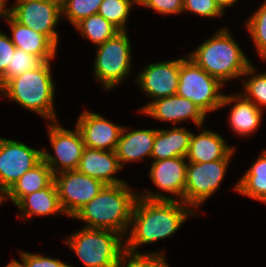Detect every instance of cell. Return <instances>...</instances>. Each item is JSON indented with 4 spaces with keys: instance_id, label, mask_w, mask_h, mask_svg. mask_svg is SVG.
Wrapping results in <instances>:
<instances>
[{
    "instance_id": "1",
    "label": "cell",
    "mask_w": 266,
    "mask_h": 267,
    "mask_svg": "<svg viewBox=\"0 0 266 267\" xmlns=\"http://www.w3.org/2000/svg\"><path fill=\"white\" fill-rule=\"evenodd\" d=\"M196 214L187 204L164 194L138 195L131 214L129 236L125 250L137 252L142 244H149L173 235L189 216Z\"/></svg>"
},
{
    "instance_id": "2",
    "label": "cell",
    "mask_w": 266,
    "mask_h": 267,
    "mask_svg": "<svg viewBox=\"0 0 266 267\" xmlns=\"http://www.w3.org/2000/svg\"><path fill=\"white\" fill-rule=\"evenodd\" d=\"M127 183L104 188L72 217L84 221L87 228L108 229L126 237L131 214L138 197Z\"/></svg>"
},
{
    "instance_id": "3",
    "label": "cell",
    "mask_w": 266,
    "mask_h": 267,
    "mask_svg": "<svg viewBox=\"0 0 266 267\" xmlns=\"http://www.w3.org/2000/svg\"><path fill=\"white\" fill-rule=\"evenodd\" d=\"M50 62H42L37 68L9 79L0 88V92L23 108L52 122L57 120L53 105L55 88Z\"/></svg>"
},
{
    "instance_id": "4",
    "label": "cell",
    "mask_w": 266,
    "mask_h": 267,
    "mask_svg": "<svg viewBox=\"0 0 266 267\" xmlns=\"http://www.w3.org/2000/svg\"><path fill=\"white\" fill-rule=\"evenodd\" d=\"M223 29V30H222ZM200 44L188 56L223 85L230 78H240L251 65L229 31L222 28Z\"/></svg>"
},
{
    "instance_id": "5",
    "label": "cell",
    "mask_w": 266,
    "mask_h": 267,
    "mask_svg": "<svg viewBox=\"0 0 266 267\" xmlns=\"http://www.w3.org/2000/svg\"><path fill=\"white\" fill-rule=\"evenodd\" d=\"M121 238L124 237L112 230L83 227L68 236L66 244L85 267H117L125 250Z\"/></svg>"
},
{
    "instance_id": "6",
    "label": "cell",
    "mask_w": 266,
    "mask_h": 267,
    "mask_svg": "<svg viewBox=\"0 0 266 267\" xmlns=\"http://www.w3.org/2000/svg\"><path fill=\"white\" fill-rule=\"evenodd\" d=\"M224 85L209 75L188 55L181 58L177 95L191 100L205 115L221 108Z\"/></svg>"
},
{
    "instance_id": "7",
    "label": "cell",
    "mask_w": 266,
    "mask_h": 267,
    "mask_svg": "<svg viewBox=\"0 0 266 267\" xmlns=\"http://www.w3.org/2000/svg\"><path fill=\"white\" fill-rule=\"evenodd\" d=\"M94 75L105 90H110L130 74L131 43L126 31L97 46Z\"/></svg>"
},
{
    "instance_id": "8",
    "label": "cell",
    "mask_w": 266,
    "mask_h": 267,
    "mask_svg": "<svg viewBox=\"0 0 266 267\" xmlns=\"http://www.w3.org/2000/svg\"><path fill=\"white\" fill-rule=\"evenodd\" d=\"M234 150L222 160L205 163H187L183 202L198 207L218 190Z\"/></svg>"
},
{
    "instance_id": "9",
    "label": "cell",
    "mask_w": 266,
    "mask_h": 267,
    "mask_svg": "<svg viewBox=\"0 0 266 267\" xmlns=\"http://www.w3.org/2000/svg\"><path fill=\"white\" fill-rule=\"evenodd\" d=\"M9 14L20 24L45 35L56 47L58 33L54 30L62 16L61 5L51 0H16Z\"/></svg>"
},
{
    "instance_id": "10",
    "label": "cell",
    "mask_w": 266,
    "mask_h": 267,
    "mask_svg": "<svg viewBox=\"0 0 266 267\" xmlns=\"http://www.w3.org/2000/svg\"><path fill=\"white\" fill-rule=\"evenodd\" d=\"M48 125L49 141L53 147L54 157L43 150V161L50 167L52 173L76 170L81 160L85 144L79 129L75 132L62 128L57 121Z\"/></svg>"
},
{
    "instance_id": "11",
    "label": "cell",
    "mask_w": 266,
    "mask_h": 267,
    "mask_svg": "<svg viewBox=\"0 0 266 267\" xmlns=\"http://www.w3.org/2000/svg\"><path fill=\"white\" fill-rule=\"evenodd\" d=\"M42 160V150L0 137V193L4 195L25 172Z\"/></svg>"
},
{
    "instance_id": "12",
    "label": "cell",
    "mask_w": 266,
    "mask_h": 267,
    "mask_svg": "<svg viewBox=\"0 0 266 267\" xmlns=\"http://www.w3.org/2000/svg\"><path fill=\"white\" fill-rule=\"evenodd\" d=\"M59 201L65 215L73 217L77 211L91 201L105 186L95 178L77 170L54 175Z\"/></svg>"
},
{
    "instance_id": "13",
    "label": "cell",
    "mask_w": 266,
    "mask_h": 267,
    "mask_svg": "<svg viewBox=\"0 0 266 267\" xmlns=\"http://www.w3.org/2000/svg\"><path fill=\"white\" fill-rule=\"evenodd\" d=\"M181 58L149 64L136 78L139 87L154 101L177 94Z\"/></svg>"
},
{
    "instance_id": "14",
    "label": "cell",
    "mask_w": 266,
    "mask_h": 267,
    "mask_svg": "<svg viewBox=\"0 0 266 267\" xmlns=\"http://www.w3.org/2000/svg\"><path fill=\"white\" fill-rule=\"evenodd\" d=\"M76 127L82 135L85 147L104 151H115L123 129L100 114L87 110L79 116Z\"/></svg>"
},
{
    "instance_id": "15",
    "label": "cell",
    "mask_w": 266,
    "mask_h": 267,
    "mask_svg": "<svg viewBox=\"0 0 266 267\" xmlns=\"http://www.w3.org/2000/svg\"><path fill=\"white\" fill-rule=\"evenodd\" d=\"M139 111L161 121H171L173 124L191 119L199 127L206 116L191 100L177 94L151 101Z\"/></svg>"
},
{
    "instance_id": "16",
    "label": "cell",
    "mask_w": 266,
    "mask_h": 267,
    "mask_svg": "<svg viewBox=\"0 0 266 267\" xmlns=\"http://www.w3.org/2000/svg\"><path fill=\"white\" fill-rule=\"evenodd\" d=\"M115 151L84 148L77 171L102 181L105 185L125 183L124 180L113 177L121 170Z\"/></svg>"
},
{
    "instance_id": "17",
    "label": "cell",
    "mask_w": 266,
    "mask_h": 267,
    "mask_svg": "<svg viewBox=\"0 0 266 267\" xmlns=\"http://www.w3.org/2000/svg\"><path fill=\"white\" fill-rule=\"evenodd\" d=\"M186 157H174L164 160L153 161L150 167V178L162 192L171 193L180 197L183 196L186 183Z\"/></svg>"
},
{
    "instance_id": "18",
    "label": "cell",
    "mask_w": 266,
    "mask_h": 267,
    "mask_svg": "<svg viewBox=\"0 0 266 267\" xmlns=\"http://www.w3.org/2000/svg\"><path fill=\"white\" fill-rule=\"evenodd\" d=\"M5 19L11 27L12 43L18 49L36 55L43 62L51 61L55 58L57 47L43 34L33 31L17 22L9 13Z\"/></svg>"
},
{
    "instance_id": "19",
    "label": "cell",
    "mask_w": 266,
    "mask_h": 267,
    "mask_svg": "<svg viewBox=\"0 0 266 267\" xmlns=\"http://www.w3.org/2000/svg\"><path fill=\"white\" fill-rule=\"evenodd\" d=\"M128 130L123 127L115 149L121 168L123 162L139 161L144 156L151 157L158 129Z\"/></svg>"
},
{
    "instance_id": "20",
    "label": "cell",
    "mask_w": 266,
    "mask_h": 267,
    "mask_svg": "<svg viewBox=\"0 0 266 267\" xmlns=\"http://www.w3.org/2000/svg\"><path fill=\"white\" fill-rule=\"evenodd\" d=\"M234 101L235 104L229 115L230 127L241 136L254 133L261 124L262 109L240 93L224 95L221 107L234 103Z\"/></svg>"
},
{
    "instance_id": "21",
    "label": "cell",
    "mask_w": 266,
    "mask_h": 267,
    "mask_svg": "<svg viewBox=\"0 0 266 267\" xmlns=\"http://www.w3.org/2000/svg\"><path fill=\"white\" fill-rule=\"evenodd\" d=\"M225 142L219 134L207 129L198 135L192 134L186 160L205 163L225 159L234 150Z\"/></svg>"
},
{
    "instance_id": "22",
    "label": "cell",
    "mask_w": 266,
    "mask_h": 267,
    "mask_svg": "<svg viewBox=\"0 0 266 267\" xmlns=\"http://www.w3.org/2000/svg\"><path fill=\"white\" fill-rule=\"evenodd\" d=\"M158 129L153 144V161L174 157H186L193 132L181 127Z\"/></svg>"
},
{
    "instance_id": "23",
    "label": "cell",
    "mask_w": 266,
    "mask_h": 267,
    "mask_svg": "<svg viewBox=\"0 0 266 267\" xmlns=\"http://www.w3.org/2000/svg\"><path fill=\"white\" fill-rule=\"evenodd\" d=\"M15 206L20 209L23 217L28 218H31L33 215L65 214L60 205L54 180L46 188L24 196Z\"/></svg>"
},
{
    "instance_id": "24",
    "label": "cell",
    "mask_w": 266,
    "mask_h": 267,
    "mask_svg": "<svg viewBox=\"0 0 266 267\" xmlns=\"http://www.w3.org/2000/svg\"><path fill=\"white\" fill-rule=\"evenodd\" d=\"M54 180L50 167L42 160L34 168L25 172L3 195L16 205L24 196L46 188Z\"/></svg>"
},
{
    "instance_id": "25",
    "label": "cell",
    "mask_w": 266,
    "mask_h": 267,
    "mask_svg": "<svg viewBox=\"0 0 266 267\" xmlns=\"http://www.w3.org/2000/svg\"><path fill=\"white\" fill-rule=\"evenodd\" d=\"M234 190L255 200L266 203V150L244 173Z\"/></svg>"
},
{
    "instance_id": "26",
    "label": "cell",
    "mask_w": 266,
    "mask_h": 267,
    "mask_svg": "<svg viewBox=\"0 0 266 267\" xmlns=\"http://www.w3.org/2000/svg\"><path fill=\"white\" fill-rule=\"evenodd\" d=\"M75 28L81 32L83 38L91 40L97 46L120 32L115 25L98 13L82 19L75 25Z\"/></svg>"
},
{
    "instance_id": "27",
    "label": "cell",
    "mask_w": 266,
    "mask_h": 267,
    "mask_svg": "<svg viewBox=\"0 0 266 267\" xmlns=\"http://www.w3.org/2000/svg\"><path fill=\"white\" fill-rule=\"evenodd\" d=\"M138 0H103L98 14L115 25L120 31H126L125 26L132 4Z\"/></svg>"
},
{
    "instance_id": "28",
    "label": "cell",
    "mask_w": 266,
    "mask_h": 267,
    "mask_svg": "<svg viewBox=\"0 0 266 267\" xmlns=\"http://www.w3.org/2000/svg\"><path fill=\"white\" fill-rule=\"evenodd\" d=\"M261 58L266 59V0L246 22Z\"/></svg>"
},
{
    "instance_id": "29",
    "label": "cell",
    "mask_w": 266,
    "mask_h": 267,
    "mask_svg": "<svg viewBox=\"0 0 266 267\" xmlns=\"http://www.w3.org/2000/svg\"><path fill=\"white\" fill-rule=\"evenodd\" d=\"M103 0H65L61 5L62 15L74 26L82 19L97 14Z\"/></svg>"
},
{
    "instance_id": "30",
    "label": "cell",
    "mask_w": 266,
    "mask_h": 267,
    "mask_svg": "<svg viewBox=\"0 0 266 267\" xmlns=\"http://www.w3.org/2000/svg\"><path fill=\"white\" fill-rule=\"evenodd\" d=\"M42 62L43 61L36 55H32L22 49L16 48L11 59V64L8 66L5 75L0 79V88L9 79L37 68Z\"/></svg>"
},
{
    "instance_id": "31",
    "label": "cell",
    "mask_w": 266,
    "mask_h": 267,
    "mask_svg": "<svg viewBox=\"0 0 266 267\" xmlns=\"http://www.w3.org/2000/svg\"><path fill=\"white\" fill-rule=\"evenodd\" d=\"M255 68L251 64L243 75L251 76L247 82L243 81L245 93L248 100H251L260 109L266 108V72L254 74ZM253 74V75H252ZM249 95V96H248Z\"/></svg>"
},
{
    "instance_id": "32",
    "label": "cell",
    "mask_w": 266,
    "mask_h": 267,
    "mask_svg": "<svg viewBox=\"0 0 266 267\" xmlns=\"http://www.w3.org/2000/svg\"><path fill=\"white\" fill-rule=\"evenodd\" d=\"M125 260V261H124ZM128 262V263H126ZM117 267H169L164 252L139 253L124 250Z\"/></svg>"
},
{
    "instance_id": "33",
    "label": "cell",
    "mask_w": 266,
    "mask_h": 267,
    "mask_svg": "<svg viewBox=\"0 0 266 267\" xmlns=\"http://www.w3.org/2000/svg\"><path fill=\"white\" fill-rule=\"evenodd\" d=\"M198 14L202 17H221L224 12L216 0H184L183 12Z\"/></svg>"
},
{
    "instance_id": "34",
    "label": "cell",
    "mask_w": 266,
    "mask_h": 267,
    "mask_svg": "<svg viewBox=\"0 0 266 267\" xmlns=\"http://www.w3.org/2000/svg\"><path fill=\"white\" fill-rule=\"evenodd\" d=\"M22 267H73L63 263L60 259L50 258L38 254H31L27 252H19Z\"/></svg>"
},
{
    "instance_id": "35",
    "label": "cell",
    "mask_w": 266,
    "mask_h": 267,
    "mask_svg": "<svg viewBox=\"0 0 266 267\" xmlns=\"http://www.w3.org/2000/svg\"><path fill=\"white\" fill-rule=\"evenodd\" d=\"M184 0H138V4L164 15L183 12Z\"/></svg>"
},
{
    "instance_id": "36",
    "label": "cell",
    "mask_w": 266,
    "mask_h": 267,
    "mask_svg": "<svg viewBox=\"0 0 266 267\" xmlns=\"http://www.w3.org/2000/svg\"><path fill=\"white\" fill-rule=\"evenodd\" d=\"M16 46L12 43L9 36L0 32V79L5 75L11 59L15 53Z\"/></svg>"
},
{
    "instance_id": "37",
    "label": "cell",
    "mask_w": 266,
    "mask_h": 267,
    "mask_svg": "<svg viewBox=\"0 0 266 267\" xmlns=\"http://www.w3.org/2000/svg\"><path fill=\"white\" fill-rule=\"evenodd\" d=\"M238 0H216L217 4L220 6V8L224 11L226 7H230L234 5L235 2Z\"/></svg>"
},
{
    "instance_id": "38",
    "label": "cell",
    "mask_w": 266,
    "mask_h": 267,
    "mask_svg": "<svg viewBox=\"0 0 266 267\" xmlns=\"http://www.w3.org/2000/svg\"><path fill=\"white\" fill-rule=\"evenodd\" d=\"M6 2H7V0H0V17L1 16L5 17L9 12V9H6L7 7H5V6H7Z\"/></svg>"
},
{
    "instance_id": "39",
    "label": "cell",
    "mask_w": 266,
    "mask_h": 267,
    "mask_svg": "<svg viewBox=\"0 0 266 267\" xmlns=\"http://www.w3.org/2000/svg\"><path fill=\"white\" fill-rule=\"evenodd\" d=\"M5 267H22V265L17 260H11Z\"/></svg>"
},
{
    "instance_id": "40",
    "label": "cell",
    "mask_w": 266,
    "mask_h": 267,
    "mask_svg": "<svg viewBox=\"0 0 266 267\" xmlns=\"http://www.w3.org/2000/svg\"><path fill=\"white\" fill-rule=\"evenodd\" d=\"M51 1H55L57 2L58 4L62 5L64 3L65 0H51Z\"/></svg>"
},
{
    "instance_id": "41",
    "label": "cell",
    "mask_w": 266,
    "mask_h": 267,
    "mask_svg": "<svg viewBox=\"0 0 266 267\" xmlns=\"http://www.w3.org/2000/svg\"><path fill=\"white\" fill-rule=\"evenodd\" d=\"M2 202H4V197H3V194L0 193V205Z\"/></svg>"
}]
</instances>
